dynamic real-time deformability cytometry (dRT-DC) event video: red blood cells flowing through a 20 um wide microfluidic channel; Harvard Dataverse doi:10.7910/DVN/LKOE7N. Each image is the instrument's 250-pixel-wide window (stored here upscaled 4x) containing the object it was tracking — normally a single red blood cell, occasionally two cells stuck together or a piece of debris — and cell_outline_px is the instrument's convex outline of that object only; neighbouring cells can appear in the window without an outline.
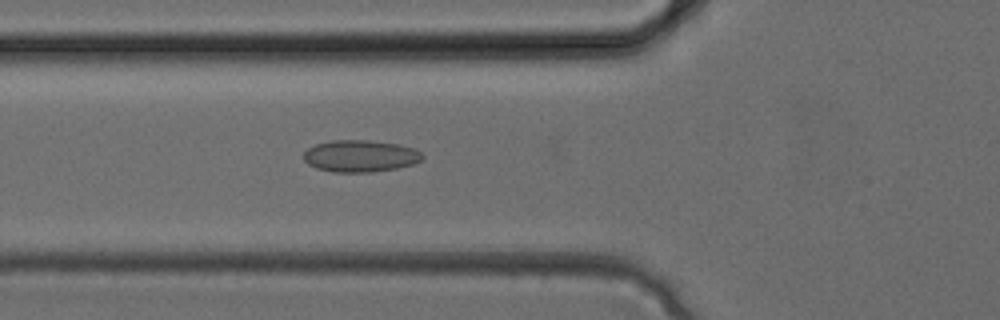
{"species": "common noctule bat (a hibernating species)", "species_latin": "Nyctalus noctula", "temperature_condition": "cold", "stored_images_in_passage": 33, "camera_frame_rate_fps": 3000, "um_per_image_px": 0.085, "animal": {"sex": "female", "body_mass_g": 24.6, "forearm_length_mm": 56.2}, "frame": {"image": 1, "passage_image": 11, "time_ms": 3.333, "image_size_px": [1000, 320], "cell_outline_px": [[424, 156], [420, 160], [412, 164], [396, 168], [372, 172], [332, 172], [316, 168], [308, 164], [304, 160], [304, 152], [308, 148], [316, 144], [332, 140], [368, 140], [400, 144], [416, 148]], "centroid_in_image_um": [30.62, 13.25], "position_along_channel_um": 95.2, "area_um2": 22.14}}
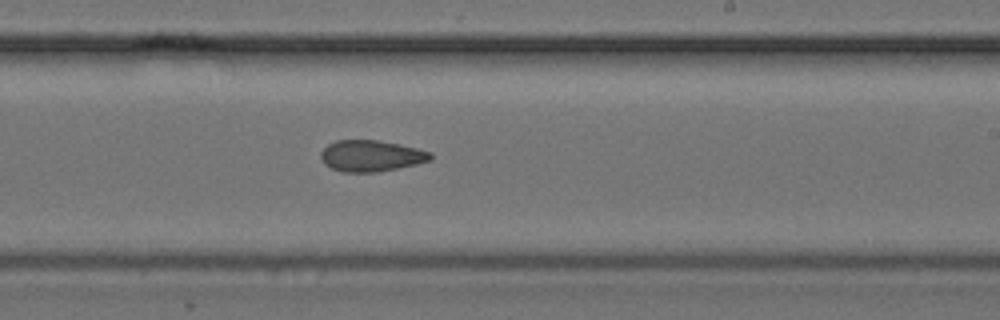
{"frame": {"image": 2, "passage_image": 19, "time_ms": 6.0, "image_size_px": [1000, 320], "cell_outline_px": [[432, 160], [416, 164], [376, 172], [340, 172], [324, 164], [320, 156], [320, 152], [328, 144], [336, 140], [376, 140], [400, 144], [432, 152]], "centroid_in_image_um": [31.53, 13.24], "position_along_channel_um": 257.5, "area_um2": 20.0}}
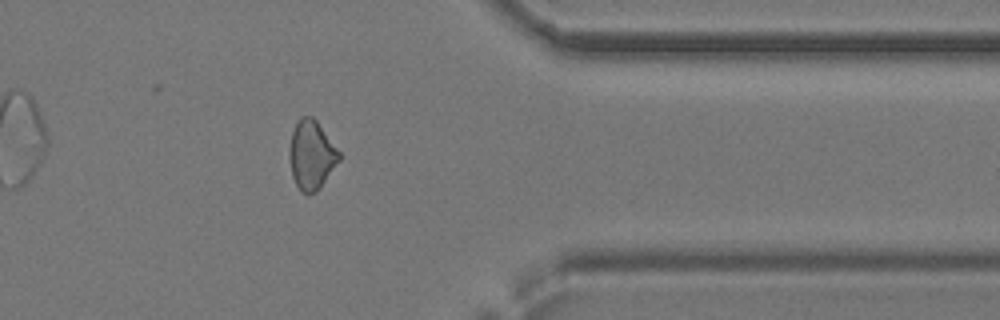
{"frame": {"image": 3, "passage_image": 26, "time_ms": 8.333, "image_size_px": [1000, 320], "cell_outline_px": [[340, 160], [320, 188], [316, 192], [308, 196], [300, 192], [292, 176], [288, 156], [288, 148], [292, 132], [296, 120], [300, 116], [312, 116], [316, 120], [340, 152]], "centroid_in_image_um": [26.44, 13.19], "position_along_channel_um": 385.0, "area_um2": 20.35}}